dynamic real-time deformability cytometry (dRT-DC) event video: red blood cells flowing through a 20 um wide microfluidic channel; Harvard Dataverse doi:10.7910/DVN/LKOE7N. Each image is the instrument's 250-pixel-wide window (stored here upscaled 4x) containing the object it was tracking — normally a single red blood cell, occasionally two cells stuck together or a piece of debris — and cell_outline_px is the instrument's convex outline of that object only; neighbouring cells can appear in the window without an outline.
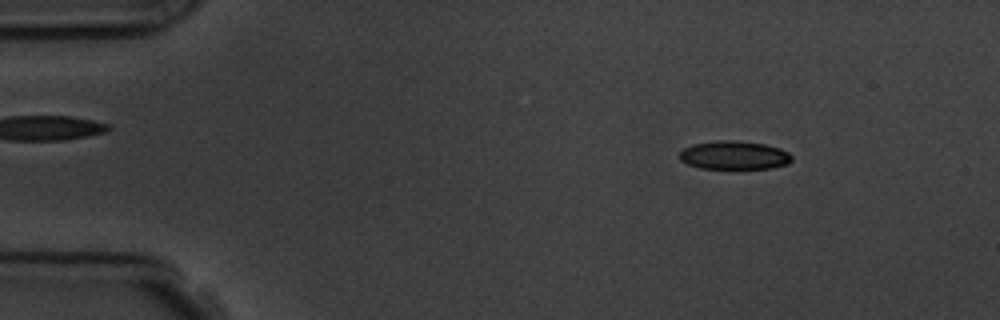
{"species": "common noctule bat (a hibernating species)", "species_latin": "Nyctalus noctula", "temperature_condition": "room temperature", "stored_images_in_passage": 8, "camera_frame_rate_fps": 3000, "um_per_image_px": 0.085, "animal": {"sex": "male", "body_mass_g": 19.5, "forearm_length_mm": 54.6}, "frame": {"image": 1, "passage_image": 2, "time_ms": 1.333, "image_size_px": [1000, 320], "cell_outline_px": [[792, 160], [788, 164], [772, 168], [700, 168], [688, 164], [680, 160], [680, 152], [684, 148], [692, 144], [716, 140], [736, 140], [764, 144], [780, 148], [788, 152], [792, 156]], "centroid_in_image_um": [62.41, 13.18], "position_along_channel_um": 22.6, "area_um2": 18.67}}
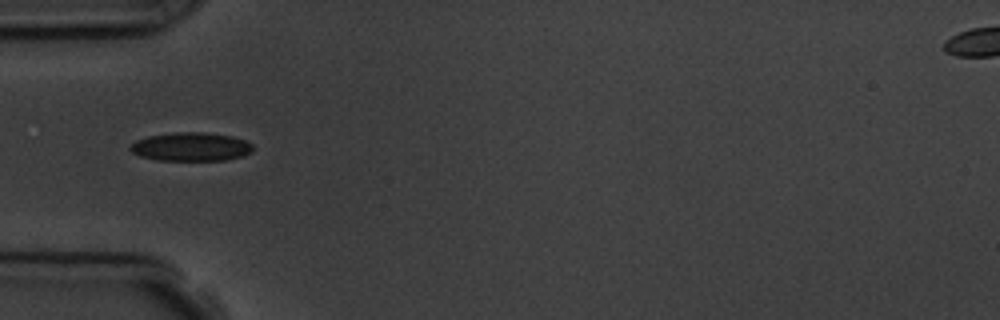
{"frame": {"image": 2, "passage_image": 5, "time_ms": 4.667, "image_size_px": [1000, 320], "cell_outline_px": [[252, 152], [244, 156], [224, 160], [156, 160], [140, 156], [132, 152], [128, 148], [136, 140], [148, 136], [176, 132], [204, 132], [232, 136], [244, 140], [252, 144]], "centroid_in_image_um": [16.23, 12.47], "position_along_channel_um": 68.8, "area_um2": 20.46}}